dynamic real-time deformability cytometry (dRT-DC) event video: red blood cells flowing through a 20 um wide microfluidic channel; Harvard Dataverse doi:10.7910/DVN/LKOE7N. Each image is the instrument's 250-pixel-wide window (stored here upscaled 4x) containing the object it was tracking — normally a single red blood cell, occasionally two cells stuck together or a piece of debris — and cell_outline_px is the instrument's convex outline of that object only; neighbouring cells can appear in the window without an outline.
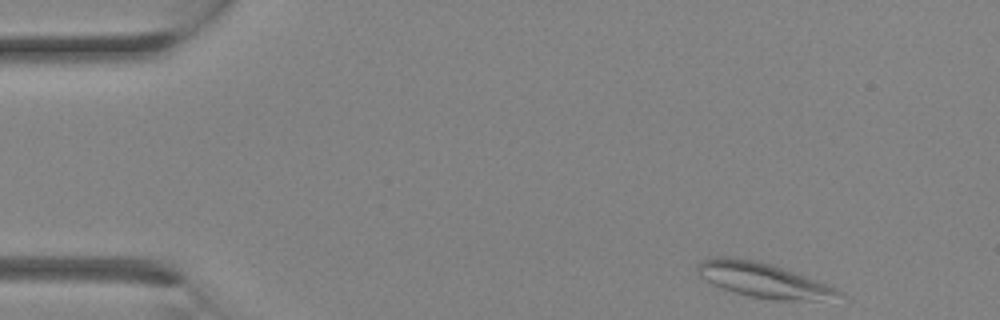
{"species": "Egyptian fruit bat (a non-hibernating species)", "species_latin": "Rousettus aegyptiacus", "temperature_condition": "room temperature", "stored_images_in_passage": 10, "camera_frame_rate_fps": 3000, "um_per_image_px": 0.085, "animal": {"sex": "female"}, "frame": {"image": 1, "passage_image": 1, "time_ms": 0.0, "image_size_px": [1000, 320], "cell_outline_px": [[844, 296], [820, 300], [776, 300], [752, 296], [736, 292], [712, 284], [700, 276], [696, 272], [696, 268], [700, 260], [716, 256], [732, 256], [756, 260], [772, 264], [816, 280], [836, 288]], "centroid_in_image_um": [64.82, 23.78], "position_along_channel_um": 20.2, "area_um2": 28.38}}
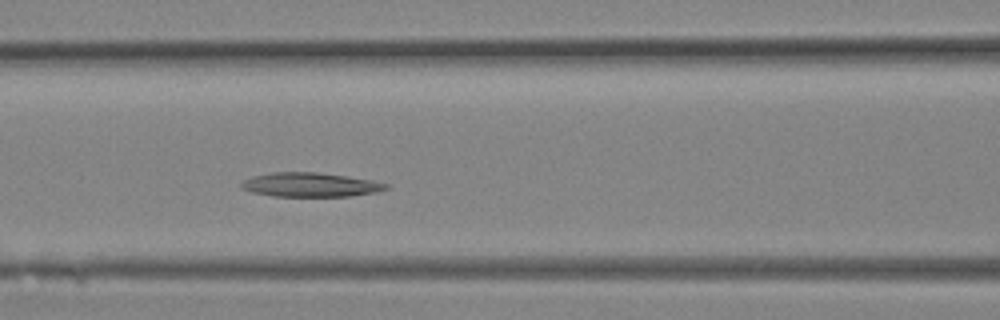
{"frame": {"image": 2, "passage_image": 10, "time_ms": 3.0, "image_size_px": [1000, 320], "cell_outline_px": [[388, 188], [376, 192], [352, 196], [272, 196], [252, 192], [240, 188], [240, 184], [244, 180], [252, 176], [272, 172], [316, 172], [348, 176], [372, 180], [388, 184]], "centroid_in_image_um": [26.36, 15.7], "position_along_channel_um": 140.2, "area_um2": 20.4}}